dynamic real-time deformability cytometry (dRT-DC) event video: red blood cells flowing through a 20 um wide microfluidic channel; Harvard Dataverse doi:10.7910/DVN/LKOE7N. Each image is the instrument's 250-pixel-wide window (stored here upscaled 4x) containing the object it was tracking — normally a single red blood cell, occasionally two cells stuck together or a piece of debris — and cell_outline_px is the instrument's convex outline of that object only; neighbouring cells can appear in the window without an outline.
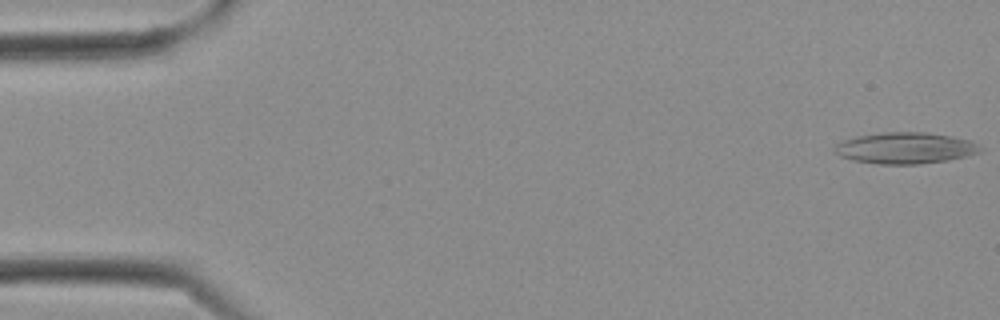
{"species": "Egyptian fruit bat (a non-hibernating species)", "species_latin": "Rousettus aegyptiacus", "temperature_condition": "cold", "stored_images_in_passage": 30, "camera_frame_rate_fps": 3000, "um_per_image_px": 0.085, "frame": {"image": 1, "passage_image": 1, "time_ms": 0.0, "image_size_px": [1000, 320], "cell_outline_px": [[980, 152], [948, 160], [920, 164], [876, 164], [852, 160], [840, 156], [832, 148], [836, 144], [844, 140], [856, 136], [884, 132], [928, 132], [952, 136], [972, 140], [980, 148]], "centroid_in_image_um": [76.92, 12.58], "position_along_channel_um": 8.1, "area_um2": 26.59}}
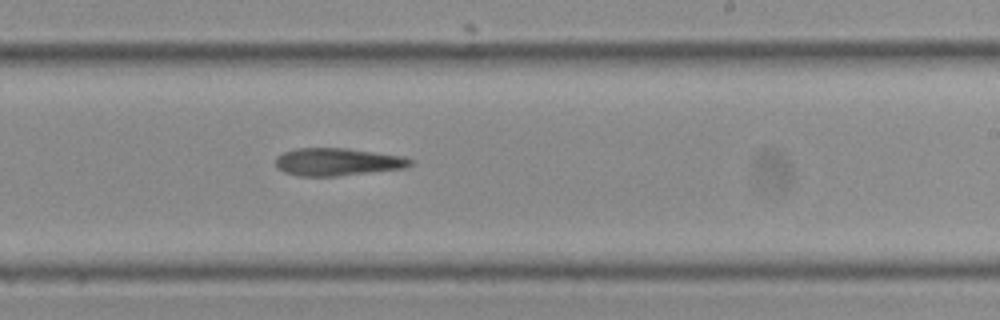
{"frame": {"image": 2, "passage_image": 18, "time_ms": 5.667, "image_size_px": [1000, 320], "cell_outline_px": [[412, 164], [408, 168], [336, 176], [300, 176], [284, 172], [276, 168], [276, 156], [284, 152], [296, 148], [344, 148], [404, 156], [412, 160]], "centroid_in_image_um": [28.69, 13.76], "position_along_channel_um": 260.3, "area_um2": 21.73}}
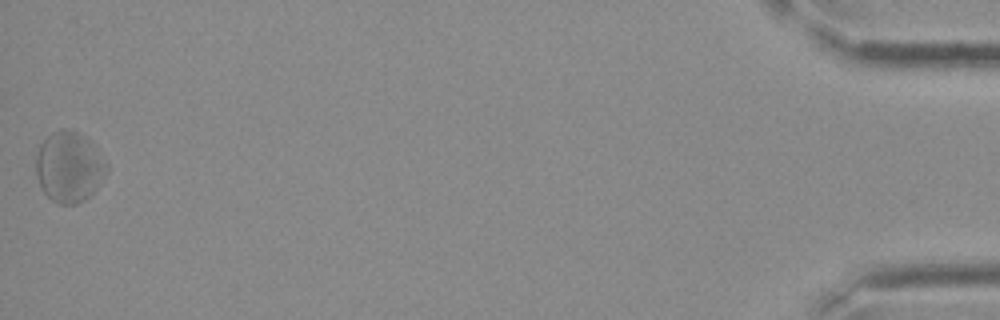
{"frame": {"image": 3, "passage_image": 30, "time_ms": 9.667, "image_size_px": [1000, 320], "cell_outline_px": [[108, 172], [100, 184], [84, 200], [76, 204], [56, 204], [44, 192], [36, 176], [36, 156], [40, 144], [52, 132], [60, 128], [68, 128], [76, 132], [88, 140], [96, 148], [108, 164]], "centroid_in_image_um": [5.88, 14.19], "position_along_channel_um": 429.3, "area_um2": 29.07}}